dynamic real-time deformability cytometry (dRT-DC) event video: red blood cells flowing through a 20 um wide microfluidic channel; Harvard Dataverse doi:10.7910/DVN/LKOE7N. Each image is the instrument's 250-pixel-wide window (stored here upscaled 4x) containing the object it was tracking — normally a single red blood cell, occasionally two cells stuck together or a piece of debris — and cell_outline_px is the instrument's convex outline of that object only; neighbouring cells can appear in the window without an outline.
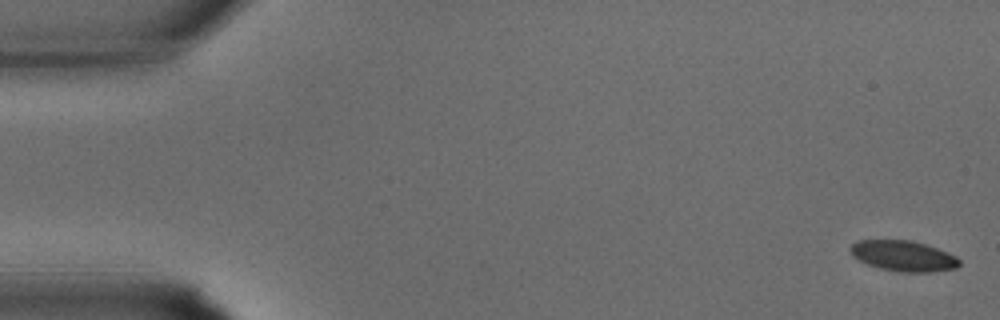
{"species": "common noctule bat (a hibernating species)", "species_latin": "Nyctalus noctula", "temperature_condition": "warm", "stored_images_in_passage": 34, "camera_frame_rate_fps": 3000, "um_per_image_px": 0.085, "animal": {"sex": "male", "body_mass_g": 15.6}, "frame": {"image": 1, "passage_image": 1, "time_ms": 0.0, "image_size_px": [1000, 320], "cell_outline_px": [[960, 264], [956, 268], [932, 272], [900, 272], [880, 268], [868, 264], [852, 256], [848, 248], [856, 240], [912, 240], [948, 252], [956, 256], [960, 260]], "centroid_in_image_um": [76.78, 21.75], "position_along_channel_um": 8.2, "area_um2": 19.48}}
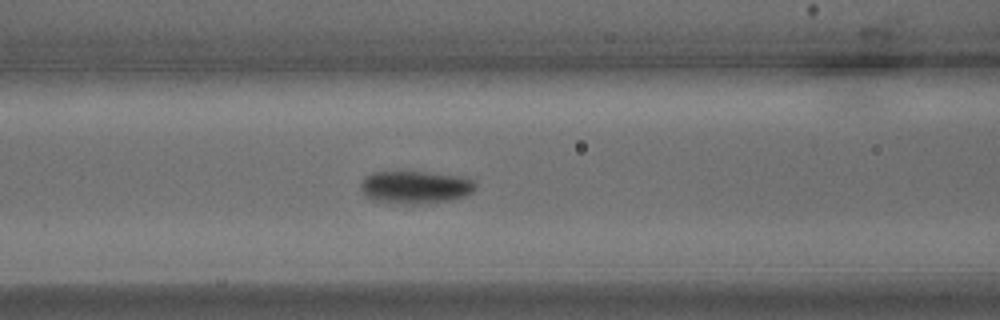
{"frame": {"image": 2, "passage_image": 14, "time_ms": 4.333, "image_size_px": [1000, 320], "cell_outline_px": [[476, 188], [472, 192], [464, 196], [452, 200], [416, 204], [400, 204], [372, 200], [364, 196], [360, 188], [360, 184], [364, 176], [372, 172], [428, 172], [468, 176], [476, 184]], "centroid_in_image_um": [35.3, 15.9], "position_along_channel_um": 131.3, "area_um2": 22.31}}
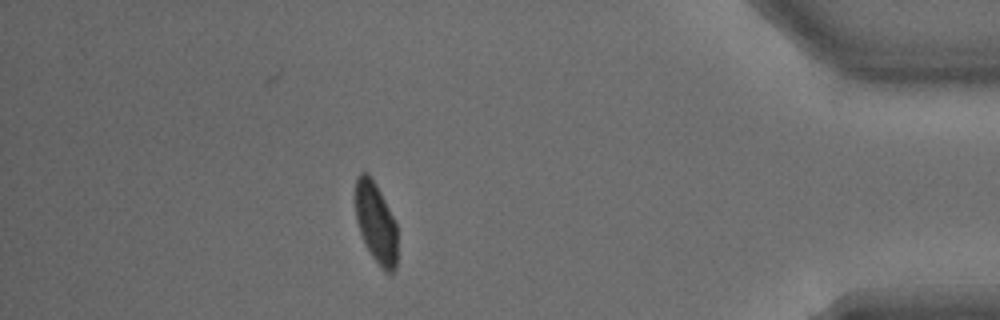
{"frame": {"image": 3, "passage_image": 30, "time_ms": 9.667, "image_size_px": [1000, 320], "cell_outline_px": [[396, 268], [392, 272], [384, 272], [372, 256], [360, 232], [356, 220], [356, 176], [360, 172], [368, 172], [376, 184], [396, 220]], "centroid_in_image_um": [31.96, 18.9], "position_along_channel_um": 403.2, "area_um2": 19.65}}